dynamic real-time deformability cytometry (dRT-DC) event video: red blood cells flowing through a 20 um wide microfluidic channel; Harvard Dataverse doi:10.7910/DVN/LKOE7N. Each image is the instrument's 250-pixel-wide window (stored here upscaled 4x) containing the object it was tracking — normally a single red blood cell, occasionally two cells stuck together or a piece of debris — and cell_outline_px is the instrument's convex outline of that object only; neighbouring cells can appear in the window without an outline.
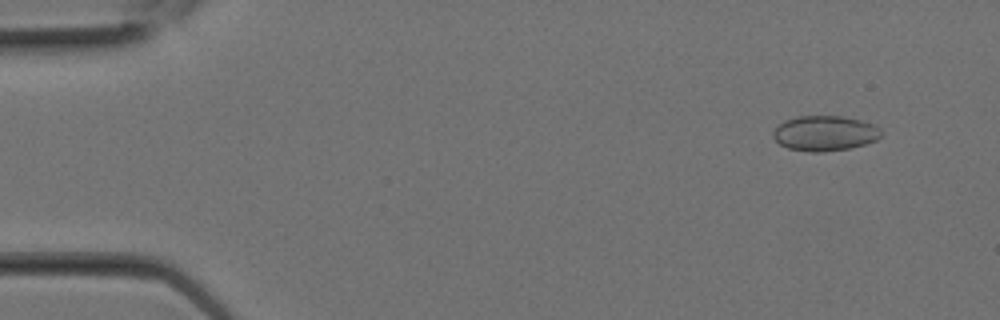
{"species": "Egyptian fruit bat (a non-hibernating species)", "species_latin": "Rousettus aegyptiacus", "temperature_condition": "room temperature", "stored_images_in_passage": 12, "camera_frame_rate_fps": 3000, "um_per_image_px": 0.085, "animal": {"sex": "female"}, "frame": {"image": 1, "passage_image": 2, "time_ms": 0.333, "image_size_px": [1000, 320], "cell_outline_px": [[884, 132], [876, 140], [864, 144], [848, 148], [824, 152], [808, 152], [788, 148], [780, 144], [772, 136], [772, 132], [784, 120], [796, 116], [844, 116], [860, 120], [872, 124], [880, 128]], "centroid_in_image_um": [70.1, 11.32], "position_along_channel_um": 14.9, "area_um2": 22.2}}
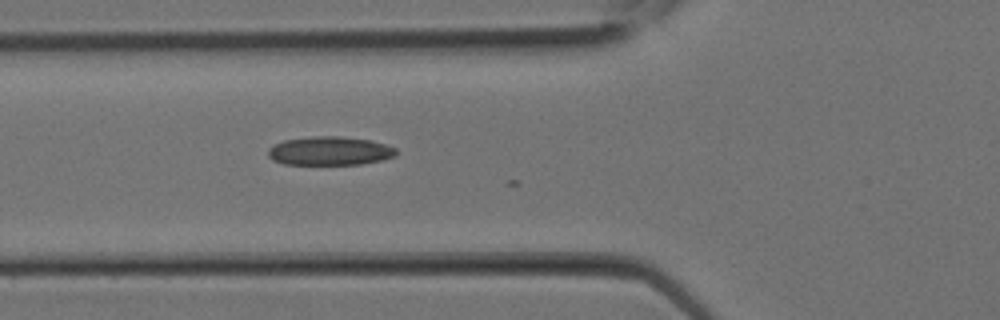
{"frame": {"image": 2, "passage_image": 9, "time_ms": 2.667, "image_size_px": [1000, 320], "cell_outline_px": [[396, 156], [380, 160], [360, 164], [284, 164], [272, 160], [268, 156], [268, 148], [272, 144], [284, 140], [312, 136], [340, 136], [372, 140], [396, 148]], "centroid_in_image_um": [27.99, 12.82], "position_along_channel_um": 97.8, "area_um2": 21.5}}
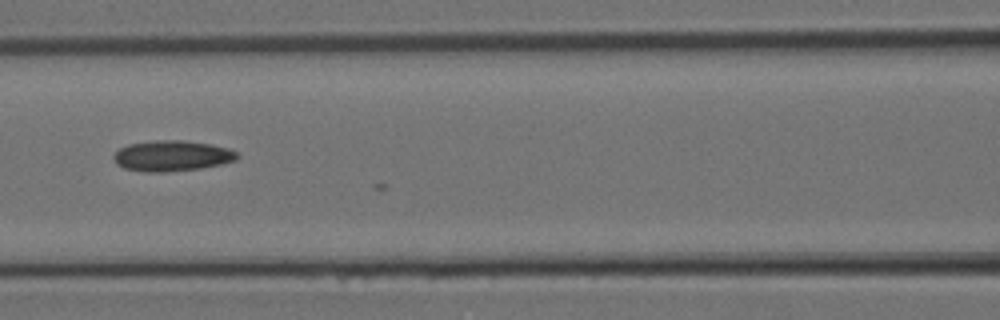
{"frame": {"image": 3, "passage_image": 11, "time_ms": 3.333, "image_size_px": [1000, 320], "cell_outline_px": [[240, 156], [236, 160], [220, 164], [200, 168], [164, 172], [148, 172], [124, 168], [116, 164], [112, 156], [120, 148], [128, 144], [156, 140], [184, 140], [212, 144], [228, 148], [236, 152]], "centroid_in_image_um": [14.61, 13.24], "position_along_channel_um": 152.0, "area_um2": 22.08}}